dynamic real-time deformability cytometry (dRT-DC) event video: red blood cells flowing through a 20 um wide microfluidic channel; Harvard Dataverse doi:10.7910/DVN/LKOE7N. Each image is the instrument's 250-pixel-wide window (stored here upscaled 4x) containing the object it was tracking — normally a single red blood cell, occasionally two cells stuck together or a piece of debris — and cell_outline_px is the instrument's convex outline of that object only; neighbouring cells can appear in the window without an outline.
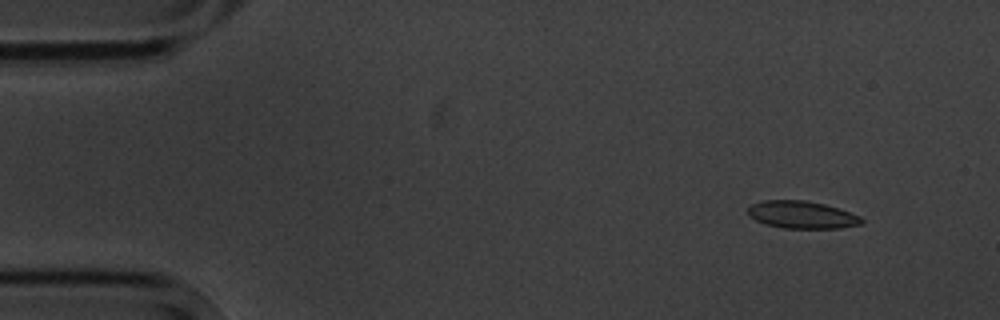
{"species": "common noctule bat (a hibernating species)", "species_latin": "Nyctalus noctula", "temperature_condition": "cold", "stored_images_in_passage": 5, "camera_frame_rate_fps": 3000, "um_per_image_px": 0.085, "animal": {"sex": "male", "body_mass_g": 20.1, "forearm_length_mm": 53.5}, "frame": {"image": 1, "passage_image": 2, "time_ms": 1.0, "image_size_px": [1000, 320], "cell_outline_px": [[864, 220], [860, 224], [840, 228], [784, 228], [764, 224], [748, 216], [748, 208], [752, 204], [764, 200], [804, 200], [824, 204], [860, 216]], "centroid_in_image_um": [68.12, 18.26], "position_along_channel_um": 16.9, "area_um2": 18.03}}
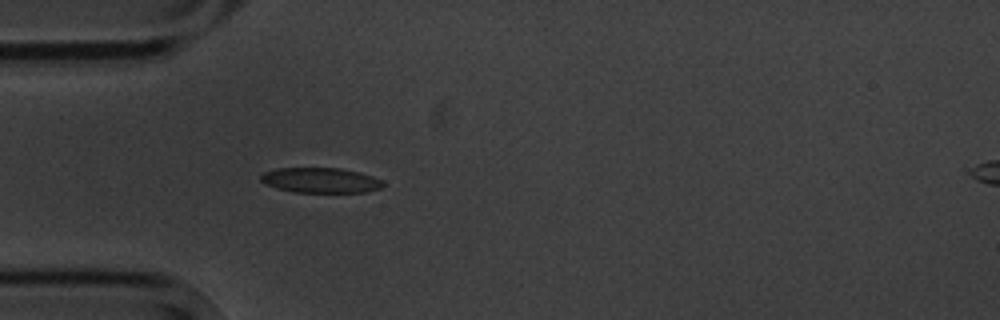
{"frame": {"image": 2, "passage_image": 5, "time_ms": 4.667, "image_size_px": [1000, 320], "cell_outline_px": [[384, 184], [380, 188], [364, 192], [292, 192], [276, 188], [264, 184], [260, 180], [260, 176], [264, 172], [276, 168], [340, 168], [360, 172], [384, 180]], "centroid_in_image_um": [27.23, 15.32], "position_along_channel_um": 57.8, "area_um2": 18.03}}